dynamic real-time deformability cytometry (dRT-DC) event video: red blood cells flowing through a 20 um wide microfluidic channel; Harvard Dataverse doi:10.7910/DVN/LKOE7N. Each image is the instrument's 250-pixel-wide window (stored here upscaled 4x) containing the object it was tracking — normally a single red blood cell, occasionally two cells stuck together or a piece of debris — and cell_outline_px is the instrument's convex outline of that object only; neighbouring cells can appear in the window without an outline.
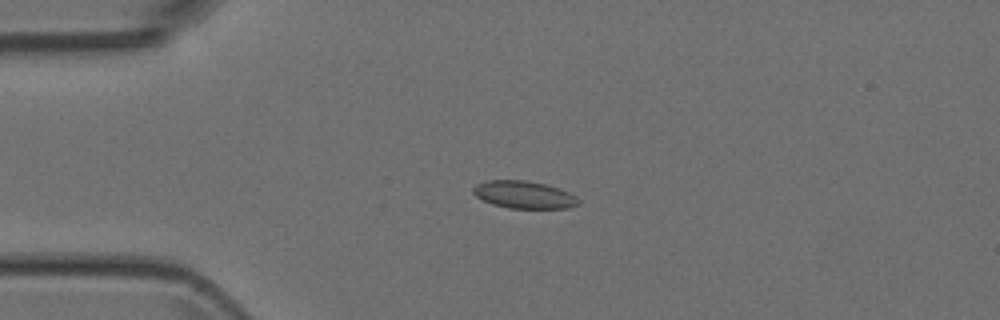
{"species": "Egyptian fruit bat (a non-hibernating species)", "species_latin": "Rousettus aegyptiacus", "temperature_condition": "room temperature", "stored_images_in_passage": 6, "camera_frame_rate_fps": 3000, "um_per_image_px": 0.085, "animal": {"sex": "female"}, "frame": {"image": 1, "passage_image": 3, "time_ms": 2.333, "image_size_px": [1000, 320], "cell_outline_px": [[580, 204], [568, 208], [508, 208], [492, 204], [476, 196], [472, 192], [472, 188], [476, 184], [488, 180], [528, 180], [544, 184], [568, 192], [576, 196], [580, 200]], "centroid_in_image_um": [44.53, 16.55], "position_along_channel_um": 40.5, "area_um2": 16.82}}
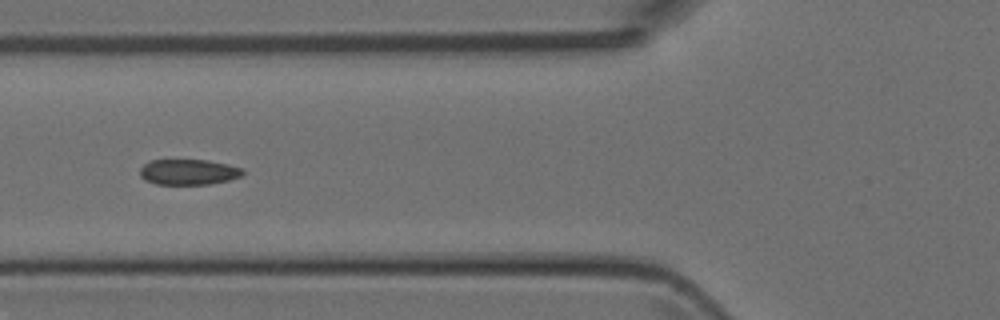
{"frame": {"image": 2, "passage_image": 5, "time_ms": 4.667, "image_size_px": [1000, 320], "cell_outline_px": [[244, 176], [228, 180], [208, 184], [156, 184], [144, 180], [140, 176], [140, 168], [148, 160], [208, 160], [228, 164], [244, 168]], "centroid_in_image_um": [16.04, 14.61], "position_along_channel_um": 109.8, "area_um2": 15.49}}
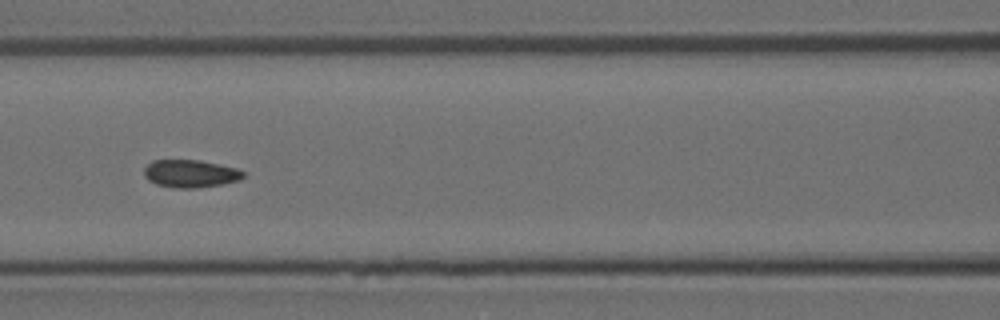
{"frame": {"image": 3, "passage_image": 6, "time_ms": 5.667, "image_size_px": [1000, 320], "cell_outline_px": [[244, 176], [240, 180], [224, 184], [196, 188], [176, 188], [156, 184], [148, 180], [144, 176], [144, 168], [152, 160], [200, 160], [220, 164], [236, 168], [244, 172]], "centroid_in_image_um": [16.19, 14.76], "position_along_channel_um": 150.4, "area_um2": 16.13}}